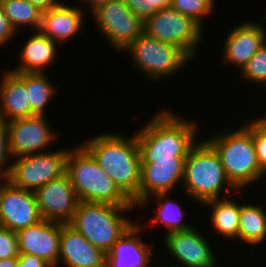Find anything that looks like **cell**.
Masks as SVG:
<instances>
[{
    "mask_svg": "<svg viewBox=\"0 0 266 267\" xmlns=\"http://www.w3.org/2000/svg\"><path fill=\"white\" fill-rule=\"evenodd\" d=\"M196 123L172 113V110H158L139 132H135L141 163L185 160L189 150L198 142L196 137L200 130Z\"/></svg>",
    "mask_w": 266,
    "mask_h": 267,
    "instance_id": "1",
    "label": "cell"
},
{
    "mask_svg": "<svg viewBox=\"0 0 266 267\" xmlns=\"http://www.w3.org/2000/svg\"><path fill=\"white\" fill-rule=\"evenodd\" d=\"M99 133L81 145L137 207L141 178V155L136 134Z\"/></svg>",
    "mask_w": 266,
    "mask_h": 267,
    "instance_id": "2",
    "label": "cell"
},
{
    "mask_svg": "<svg viewBox=\"0 0 266 267\" xmlns=\"http://www.w3.org/2000/svg\"><path fill=\"white\" fill-rule=\"evenodd\" d=\"M181 188L185 196L197 201L200 206L209 200L243 193L228 179L219 154L204 137L188 152ZM228 192L230 194L226 195Z\"/></svg>",
    "mask_w": 266,
    "mask_h": 267,
    "instance_id": "3",
    "label": "cell"
},
{
    "mask_svg": "<svg viewBox=\"0 0 266 267\" xmlns=\"http://www.w3.org/2000/svg\"><path fill=\"white\" fill-rule=\"evenodd\" d=\"M210 135L204 139L219 154L228 179L238 190H246L254 182L266 179L259 167L253 143L252 119L236 130L228 132L225 129V132H212Z\"/></svg>",
    "mask_w": 266,
    "mask_h": 267,
    "instance_id": "4",
    "label": "cell"
},
{
    "mask_svg": "<svg viewBox=\"0 0 266 267\" xmlns=\"http://www.w3.org/2000/svg\"><path fill=\"white\" fill-rule=\"evenodd\" d=\"M76 146L69 149L66 173L79 201L135 206L92 155L82 145Z\"/></svg>",
    "mask_w": 266,
    "mask_h": 267,
    "instance_id": "5",
    "label": "cell"
},
{
    "mask_svg": "<svg viewBox=\"0 0 266 267\" xmlns=\"http://www.w3.org/2000/svg\"><path fill=\"white\" fill-rule=\"evenodd\" d=\"M132 209L135 210L136 206L79 201L68 224L106 254L136 222L127 218L128 214L126 215V212Z\"/></svg>",
    "mask_w": 266,
    "mask_h": 267,
    "instance_id": "6",
    "label": "cell"
},
{
    "mask_svg": "<svg viewBox=\"0 0 266 267\" xmlns=\"http://www.w3.org/2000/svg\"><path fill=\"white\" fill-rule=\"evenodd\" d=\"M123 52L132 58L135 70L155 82L158 79L170 80L171 75L178 74L193 60L180 47L161 42L146 33L141 34Z\"/></svg>",
    "mask_w": 266,
    "mask_h": 267,
    "instance_id": "7",
    "label": "cell"
},
{
    "mask_svg": "<svg viewBox=\"0 0 266 267\" xmlns=\"http://www.w3.org/2000/svg\"><path fill=\"white\" fill-rule=\"evenodd\" d=\"M203 30L171 6L158 10L144 22V33L149 37L180 47L191 59L197 56L202 44Z\"/></svg>",
    "mask_w": 266,
    "mask_h": 267,
    "instance_id": "8",
    "label": "cell"
},
{
    "mask_svg": "<svg viewBox=\"0 0 266 267\" xmlns=\"http://www.w3.org/2000/svg\"><path fill=\"white\" fill-rule=\"evenodd\" d=\"M68 149H54L14 158L7 180L15 187L35 191L66 173Z\"/></svg>",
    "mask_w": 266,
    "mask_h": 267,
    "instance_id": "9",
    "label": "cell"
},
{
    "mask_svg": "<svg viewBox=\"0 0 266 267\" xmlns=\"http://www.w3.org/2000/svg\"><path fill=\"white\" fill-rule=\"evenodd\" d=\"M89 13L115 52H123L144 33V21L136 17L123 0H111Z\"/></svg>",
    "mask_w": 266,
    "mask_h": 267,
    "instance_id": "10",
    "label": "cell"
},
{
    "mask_svg": "<svg viewBox=\"0 0 266 267\" xmlns=\"http://www.w3.org/2000/svg\"><path fill=\"white\" fill-rule=\"evenodd\" d=\"M47 116L34 115L7 121L10 150L14 158L46 152L58 133L52 129ZM55 132V133H54Z\"/></svg>",
    "mask_w": 266,
    "mask_h": 267,
    "instance_id": "11",
    "label": "cell"
},
{
    "mask_svg": "<svg viewBox=\"0 0 266 267\" xmlns=\"http://www.w3.org/2000/svg\"><path fill=\"white\" fill-rule=\"evenodd\" d=\"M34 191L15 187L1 178L0 226L17 232L42 220Z\"/></svg>",
    "mask_w": 266,
    "mask_h": 267,
    "instance_id": "12",
    "label": "cell"
},
{
    "mask_svg": "<svg viewBox=\"0 0 266 267\" xmlns=\"http://www.w3.org/2000/svg\"><path fill=\"white\" fill-rule=\"evenodd\" d=\"M198 229L193 227L187 231L164 235L163 245L177 263L171 264L180 267H216L218 257L213 252V246Z\"/></svg>",
    "mask_w": 266,
    "mask_h": 267,
    "instance_id": "13",
    "label": "cell"
},
{
    "mask_svg": "<svg viewBox=\"0 0 266 267\" xmlns=\"http://www.w3.org/2000/svg\"><path fill=\"white\" fill-rule=\"evenodd\" d=\"M34 194L43 219L63 224L72 220L79 199L67 173L36 189Z\"/></svg>",
    "mask_w": 266,
    "mask_h": 267,
    "instance_id": "14",
    "label": "cell"
},
{
    "mask_svg": "<svg viewBox=\"0 0 266 267\" xmlns=\"http://www.w3.org/2000/svg\"><path fill=\"white\" fill-rule=\"evenodd\" d=\"M265 19L266 16L262 17L258 23L256 21H243L229 31L223 46V64L233 65V67H239L240 71L242 70L266 42ZM262 23L264 24L262 25Z\"/></svg>",
    "mask_w": 266,
    "mask_h": 267,
    "instance_id": "15",
    "label": "cell"
},
{
    "mask_svg": "<svg viewBox=\"0 0 266 267\" xmlns=\"http://www.w3.org/2000/svg\"><path fill=\"white\" fill-rule=\"evenodd\" d=\"M19 254H33L52 267L58 265L61 223L42 219L16 232Z\"/></svg>",
    "mask_w": 266,
    "mask_h": 267,
    "instance_id": "16",
    "label": "cell"
},
{
    "mask_svg": "<svg viewBox=\"0 0 266 267\" xmlns=\"http://www.w3.org/2000/svg\"><path fill=\"white\" fill-rule=\"evenodd\" d=\"M141 224L134 223L113 244L111 250L106 253L105 267H149L150 262L155 258L152 254L154 245L142 240L141 233L147 229V226L144 225V227V223Z\"/></svg>",
    "mask_w": 266,
    "mask_h": 267,
    "instance_id": "17",
    "label": "cell"
},
{
    "mask_svg": "<svg viewBox=\"0 0 266 267\" xmlns=\"http://www.w3.org/2000/svg\"><path fill=\"white\" fill-rule=\"evenodd\" d=\"M106 254L68 223H61L58 267H105ZM61 262V263H60Z\"/></svg>",
    "mask_w": 266,
    "mask_h": 267,
    "instance_id": "18",
    "label": "cell"
},
{
    "mask_svg": "<svg viewBox=\"0 0 266 267\" xmlns=\"http://www.w3.org/2000/svg\"><path fill=\"white\" fill-rule=\"evenodd\" d=\"M184 164L185 160H156L154 163H141L139 204L154 194L172 193L179 184L182 187Z\"/></svg>",
    "mask_w": 266,
    "mask_h": 267,
    "instance_id": "19",
    "label": "cell"
},
{
    "mask_svg": "<svg viewBox=\"0 0 266 267\" xmlns=\"http://www.w3.org/2000/svg\"><path fill=\"white\" fill-rule=\"evenodd\" d=\"M82 5H69L62 2L58 6L43 11L39 31L57 42L67 43L77 36L84 23L86 16ZM67 41V42H66Z\"/></svg>",
    "mask_w": 266,
    "mask_h": 267,
    "instance_id": "20",
    "label": "cell"
},
{
    "mask_svg": "<svg viewBox=\"0 0 266 267\" xmlns=\"http://www.w3.org/2000/svg\"><path fill=\"white\" fill-rule=\"evenodd\" d=\"M1 72L0 120L7 122L34 116L25 83L8 68Z\"/></svg>",
    "mask_w": 266,
    "mask_h": 267,
    "instance_id": "21",
    "label": "cell"
},
{
    "mask_svg": "<svg viewBox=\"0 0 266 267\" xmlns=\"http://www.w3.org/2000/svg\"><path fill=\"white\" fill-rule=\"evenodd\" d=\"M35 32V33H34ZM27 38L19 53V63L9 70L12 72H39L45 73V69L58 58V43L42 34L34 31ZM57 55V56H56ZM12 69V70H11Z\"/></svg>",
    "mask_w": 266,
    "mask_h": 267,
    "instance_id": "22",
    "label": "cell"
},
{
    "mask_svg": "<svg viewBox=\"0 0 266 267\" xmlns=\"http://www.w3.org/2000/svg\"><path fill=\"white\" fill-rule=\"evenodd\" d=\"M202 206L208 207L212 213L209 216L211 227L221 238L237 240L240 223V203L229 196L206 201Z\"/></svg>",
    "mask_w": 266,
    "mask_h": 267,
    "instance_id": "23",
    "label": "cell"
},
{
    "mask_svg": "<svg viewBox=\"0 0 266 267\" xmlns=\"http://www.w3.org/2000/svg\"><path fill=\"white\" fill-rule=\"evenodd\" d=\"M169 192L167 193H157L154 194L148 198H146L144 201L141 202L137 206L138 209L140 207H145V205H149L150 201H154L157 205L154 210V217L153 219H150L152 221L151 224L157 223L159 226L165 227V235L172 233V232H179V231H187L194 227V225L187 224L184 221L185 211L184 208L179 204V202L175 201L176 199H170L169 198ZM147 203V204H146Z\"/></svg>",
    "mask_w": 266,
    "mask_h": 267,
    "instance_id": "24",
    "label": "cell"
},
{
    "mask_svg": "<svg viewBox=\"0 0 266 267\" xmlns=\"http://www.w3.org/2000/svg\"><path fill=\"white\" fill-rule=\"evenodd\" d=\"M240 204L238 240L245 245H262L266 241V210L262 204Z\"/></svg>",
    "mask_w": 266,
    "mask_h": 267,
    "instance_id": "25",
    "label": "cell"
},
{
    "mask_svg": "<svg viewBox=\"0 0 266 267\" xmlns=\"http://www.w3.org/2000/svg\"><path fill=\"white\" fill-rule=\"evenodd\" d=\"M26 86L31 111L35 115L46 114L48 103L51 102L57 89L51 78L45 73L39 72H14ZM50 78V79H48Z\"/></svg>",
    "mask_w": 266,
    "mask_h": 267,
    "instance_id": "26",
    "label": "cell"
},
{
    "mask_svg": "<svg viewBox=\"0 0 266 267\" xmlns=\"http://www.w3.org/2000/svg\"><path fill=\"white\" fill-rule=\"evenodd\" d=\"M0 5L16 32L25 25L31 27V31L39 30L43 11L28 0H9Z\"/></svg>",
    "mask_w": 266,
    "mask_h": 267,
    "instance_id": "27",
    "label": "cell"
},
{
    "mask_svg": "<svg viewBox=\"0 0 266 267\" xmlns=\"http://www.w3.org/2000/svg\"><path fill=\"white\" fill-rule=\"evenodd\" d=\"M215 2L216 0H171L170 6L181 14L192 18L204 29V19L208 15L210 17L214 11Z\"/></svg>",
    "mask_w": 266,
    "mask_h": 267,
    "instance_id": "28",
    "label": "cell"
},
{
    "mask_svg": "<svg viewBox=\"0 0 266 267\" xmlns=\"http://www.w3.org/2000/svg\"><path fill=\"white\" fill-rule=\"evenodd\" d=\"M241 77L245 81L253 82L254 85H266V42L261 48L253 55L247 64L240 71Z\"/></svg>",
    "mask_w": 266,
    "mask_h": 267,
    "instance_id": "29",
    "label": "cell"
},
{
    "mask_svg": "<svg viewBox=\"0 0 266 267\" xmlns=\"http://www.w3.org/2000/svg\"><path fill=\"white\" fill-rule=\"evenodd\" d=\"M252 120V138L261 171L266 175V122L259 116Z\"/></svg>",
    "mask_w": 266,
    "mask_h": 267,
    "instance_id": "30",
    "label": "cell"
},
{
    "mask_svg": "<svg viewBox=\"0 0 266 267\" xmlns=\"http://www.w3.org/2000/svg\"><path fill=\"white\" fill-rule=\"evenodd\" d=\"M136 17L144 22L158 10L170 6L171 0H123Z\"/></svg>",
    "mask_w": 266,
    "mask_h": 267,
    "instance_id": "31",
    "label": "cell"
},
{
    "mask_svg": "<svg viewBox=\"0 0 266 267\" xmlns=\"http://www.w3.org/2000/svg\"><path fill=\"white\" fill-rule=\"evenodd\" d=\"M10 159H14V157L10 150L7 123L0 120V178L7 179L9 177L13 163Z\"/></svg>",
    "mask_w": 266,
    "mask_h": 267,
    "instance_id": "32",
    "label": "cell"
},
{
    "mask_svg": "<svg viewBox=\"0 0 266 267\" xmlns=\"http://www.w3.org/2000/svg\"><path fill=\"white\" fill-rule=\"evenodd\" d=\"M18 238L16 232L0 226V259L18 258Z\"/></svg>",
    "mask_w": 266,
    "mask_h": 267,
    "instance_id": "33",
    "label": "cell"
},
{
    "mask_svg": "<svg viewBox=\"0 0 266 267\" xmlns=\"http://www.w3.org/2000/svg\"><path fill=\"white\" fill-rule=\"evenodd\" d=\"M16 34V30L12 27L9 19L4 13L2 6L0 5V48H3V45H9L8 42L16 38L14 37Z\"/></svg>",
    "mask_w": 266,
    "mask_h": 267,
    "instance_id": "34",
    "label": "cell"
},
{
    "mask_svg": "<svg viewBox=\"0 0 266 267\" xmlns=\"http://www.w3.org/2000/svg\"><path fill=\"white\" fill-rule=\"evenodd\" d=\"M17 267H52L44 259L33 254H19Z\"/></svg>",
    "mask_w": 266,
    "mask_h": 267,
    "instance_id": "35",
    "label": "cell"
},
{
    "mask_svg": "<svg viewBox=\"0 0 266 267\" xmlns=\"http://www.w3.org/2000/svg\"><path fill=\"white\" fill-rule=\"evenodd\" d=\"M28 1L42 11H47L52 7L58 6L59 4L62 3L60 0H28Z\"/></svg>",
    "mask_w": 266,
    "mask_h": 267,
    "instance_id": "36",
    "label": "cell"
},
{
    "mask_svg": "<svg viewBox=\"0 0 266 267\" xmlns=\"http://www.w3.org/2000/svg\"><path fill=\"white\" fill-rule=\"evenodd\" d=\"M109 1H111V0H81V3H85V6L87 5L86 9L89 8V10L92 12L98 6L105 4V3H108Z\"/></svg>",
    "mask_w": 266,
    "mask_h": 267,
    "instance_id": "37",
    "label": "cell"
},
{
    "mask_svg": "<svg viewBox=\"0 0 266 267\" xmlns=\"http://www.w3.org/2000/svg\"><path fill=\"white\" fill-rule=\"evenodd\" d=\"M18 258L0 259V267H17Z\"/></svg>",
    "mask_w": 266,
    "mask_h": 267,
    "instance_id": "38",
    "label": "cell"
},
{
    "mask_svg": "<svg viewBox=\"0 0 266 267\" xmlns=\"http://www.w3.org/2000/svg\"><path fill=\"white\" fill-rule=\"evenodd\" d=\"M261 118L266 122V112L265 115H263Z\"/></svg>",
    "mask_w": 266,
    "mask_h": 267,
    "instance_id": "39",
    "label": "cell"
},
{
    "mask_svg": "<svg viewBox=\"0 0 266 267\" xmlns=\"http://www.w3.org/2000/svg\"><path fill=\"white\" fill-rule=\"evenodd\" d=\"M167 267H180V266H176V265L171 264V265H168Z\"/></svg>",
    "mask_w": 266,
    "mask_h": 267,
    "instance_id": "40",
    "label": "cell"
}]
</instances>
